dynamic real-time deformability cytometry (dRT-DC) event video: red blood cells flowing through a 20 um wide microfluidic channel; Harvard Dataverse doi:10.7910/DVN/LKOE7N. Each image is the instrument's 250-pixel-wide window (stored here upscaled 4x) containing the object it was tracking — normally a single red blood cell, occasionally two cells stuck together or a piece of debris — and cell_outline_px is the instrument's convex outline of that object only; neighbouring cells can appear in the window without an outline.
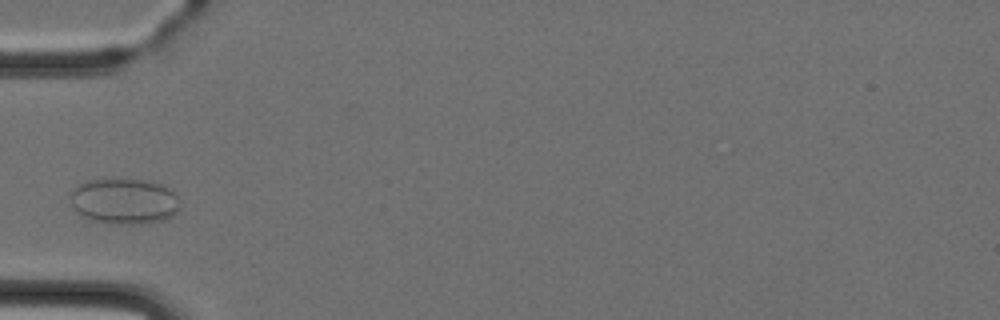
{"species": "Egyptian fruit bat (a non-hibernating species)", "species_latin": "Rousettus aegyptiacus", "temperature_condition": "cold", "stored_images_in_passage": 4, "camera_frame_rate_fps": 3000, "um_per_image_px": 0.085, "animal": {"sex": "female"}, "frame": {"image": 1, "passage_image": 3, "time_ms": 2.333, "image_size_px": [1000, 320], "cell_outline_px": [[180, 208], [172, 216], [160, 220], [140, 224], [120, 224], [92, 220], [76, 212], [72, 204], [72, 188], [88, 180], [144, 180], [160, 184], [168, 188], [180, 200]], "centroid_in_image_um": [10.57, 17.11], "position_along_channel_um": 74.4, "area_um2": 28.78}}